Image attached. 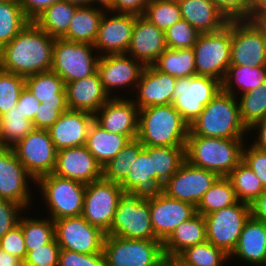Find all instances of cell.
Here are the masks:
<instances>
[{
  "instance_id": "f35d334b",
  "label": "cell",
  "mask_w": 266,
  "mask_h": 266,
  "mask_svg": "<svg viewBox=\"0 0 266 266\" xmlns=\"http://www.w3.org/2000/svg\"><path fill=\"white\" fill-rule=\"evenodd\" d=\"M229 255L208 241L186 248L174 260L177 266H222Z\"/></svg>"
},
{
  "instance_id": "8d00e7d4",
  "label": "cell",
  "mask_w": 266,
  "mask_h": 266,
  "mask_svg": "<svg viewBox=\"0 0 266 266\" xmlns=\"http://www.w3.org/2000/svg\"><path fill=\"white\" fill-rule=\"evenodd\" d=\"M194 57L193 48H166L152 65L157 70L176 78L196 76Z\"/></svg>"
},
{
  "instance_id": "11a10c76",
  "label": "cell",
  "mask_w": 266,
  "mask_h": 266,
  "mask_svg": "<svg viewBox=\"0 0 266 266\" xmlns=\"http://www.w3.org/2000/svg\"><path fill=\"white\" fill-rule=\"evenodd\" d=\"M0 248L8 252L10 255L16 256L22 262L25 260L27 250L21 226L18 224L9 230L0 239Z\"/></svg>"
},
{
  "instance_id": "f907efd6",
  "label": "cell",
  "mask_w": 266,
  "mask_h": 266,
  "mask_svg": "<svg viewBox=\"0 0 266 266\" xmlns=\"http://www.w3.org/2000/svg\"><path fill=\"white\" fill-rule=\"evenodd\" d=\"M247 143L243 147L242 161L247 165L261 181L266 189V151Z\"/></svg>"
},
{
  "instance_id": "2e32d148",
  "label": "cell",
  "mask_w": 266,
  "mask_h": 266,
  "mask_svg": "<svg viewBox=\"0 0 266 266\" xmlns=\"http://www.w3.org/2000/svg\"><path fill=\"white\" fill-rule=\"evenodd\" d=\"M29 182L36 184L18 160L13 148L0 147V199L14 201L25 210H30L29 205L33 202L31 197L34 195H31Z\"/></svg>"
},
{
  "instance_id": "60d3db41",
  "label": "cell",
  "mask_w": 266,
  "mask_h": 266,
  "mask_svg": "<svg viewBox=\"0 0 266 266\" xmlns=\"http://www.w3.org/2000/svg\"><path fill=\"white\" fill-rule=\"evenodd\" d=\"M227 178L231 181L240 202L251 205L265 190L254 172L241 161Z\"/></svg>"
},
{
  "instance_id": "f6af8a7d",
  "label": "cell",
  "mask_w": 266,
  "mask_h": 266,
  "mask_svg": "<svg viewBox=\"0 0 266 266\" xmlns=\"http://www.w3.org/2000/svg\"><path fill=\"white\" fill-rule=\"evenodd\" d=\"M28 22L20 2H0V49L11 42Z\"/></svg>"
},
{
  "instance_id": "5bb4252c",
  "label": "cell",
  "mask_w": 266,
  "mask_h": 266,
  "mask_svg": "<svg viewBox=\"0 0 266 266\" xmlns=\"http://www.w3.org/2000/svg\"><path fill=\"white\" fill-rule=\"evenodd\" d=\"M55 240L61 249L82 254L103 252L106 233L89 224L82 216L54 221Z\"/></svg>"
},
{
  "instance_id": "91938a15",
  "label": "cell",
  "mask_w": 266,
  "mask_h": 266,
  "mask_svg": "<svg viewBox=\"0 0 266 266\" xmlns=\"http://www.w3.org/2000/svg\"><path fill=\"white\" fill-rule=\"evenodd\" d=\"M61 0H20L23 13L29 21H34L44 10Z\"/></svg>"
},
{
  "instance_id": "9a60e30c",
  "label": "cell",
  "mask_w": 266,
  "mask_h": 266,
  "mask_svg": "<svg viewBox=\"0 0 266 266\" xmlns=\"http://www.w3.org/2000/svg\"><path fill=\"white\" fill-rule=\"evenodd\" d=\"M231 25L230 65L266 66V39L251 20H228Z\"/></svg>"
},
{
  "instance_id": "d6986e66",
  "label": "cell",
  "mask_w": 266,
  "mask_h": 266,
  "mask_svg": "<svg viewBox=\"0 0 266 266\" xmlns=\"http://www.w3.org/2000/svg\"><path fill=\"white\" fill-rule=\"evenodd\" d=\"M136 18L133 14L105 11L93 44L98 55L126 54Z\"/></svg>"
},
{
  "instance_id": "e575fe53",
  "label": "cell",
  "mask_w": 266,
  "mask_h": 266,
  "mask_svg": "<svg viewBox=\"0 0 266 266\" xmlns=\"http://www.w3.org/2000/svg\"><path fill=\"white\" fill-rule=\"evenodd\" d=\"M25 86L41 103L67 104L65 83L52 70L25 77Z\"/></svg>"
},
{
  "instance_id": "7402d4cb",
  "label": "cell",
  "mask_w": 266,
  "mask_h": 266,
  "mask_svg": "<svg viewBox=\"0 0 266 266\" xmlns=\"http://www.w3.org/2000/svg\"><path fill=\"white\" fill-rule=\"evenodd\" d=\"M53 174L88 184L102 179V166L86 145L57 151Z\"/></svg>"
},
{
  "instance_id": "816d5d0a",
  "label": "cell",
  "mask_w": 266,
  "mask_h": 266,
  "mask_svg": "<svg viewBox=\"0 0 266 266\" xmlns=\"http://www.w3.org/2000/svg\"><path fill=\"white\" fill-rule=\"evenodd\" d=\"M58 266H106L103 252L82 254L71 250L61 249Z\"/></svg>"
},
{
  "instance_id": "6f0895ef",
  "label": "cell",
  "mask_w": 266,
  "mask_h": 266,
  "mask_svg": "<svg viewBox=\"0 0 266 266\" xmlns=\"http://www.w3.org/2000/svg\"><path fill=\"white\" fill-rule=\"evenodd\" d=\"M40 103L41 102L38 101L33 93L25 86L21 91L16 105L27 119L33 121L35 112L38 110Z\"/></svg>"
},
{
  "instance_id": "8992f818",
  "label": "cell",
  "mask_w": 266,
  "mask_h": 266,
  "mask_svg": "<svg viewBox=\"0 0 266 266\" xmlns=\"http://www.w3.org/2000/svg\"><path fill=\"white\" fill-rule=\"evenodd\" d=\"M103 254L106 266H159L166 260L159 239H128L106 235Z\"/></svg>"
},
{
  "instance_id": "be15d7a7",
  "label": "cell",
  "mask_w": 266,
  "mask_h": 266,
  "mask_svg": "<svg viewBox=\"0 0 266 266\" xmlns=\"http://www.w3.org/2000/svg\"><path fill=\"white\" fill-rule=\"evenodd\" d=\"M266 14V0H250L249 20H253L258 15Z\"/></svg>"
},
{
  "instance_id": "44dd1931",
  "label": "cell",
  "mask_w": 266,
  "mask_h": 266,
  "mask_svg": "<svg viewBox=\"0 0 266 266\" xmlns=\"http://www.w3.org/2000/svg\"><path fill=\"white\" fill-rule=\"evenodd\" d=\"M151 225L155 237L164 242L175 228L197 214L196 206L162 193L149 199Z\"/></svg>"
},
{
  "instance_id": "52a82bcc",
  "label": "cell",
  "mask_w": 266,
  "mask_h": 266,
  "mask_svg": "<svg viewBox=\"0 0 266 266\" xmlns=\"http://www.w3.org/2000/svg\"><path fill=\"white\" fill-rule=\"evenodd\" d=\"M197 76H208L221 83L231 60V25L212 33H203L193 46Z\"/></svg>"
},
{
  "instance_id": "94428289",
  "label": "cell",
  "mask_w": 266,
  "mask_h": 266,
  "mask_svg": "<svg viewBox=\"0 0 266 266\" xmlns=\"http://www.w3.org/2000/svg\"><path fill=\"white\" fill-rule=\"evenodd\" d=\"M251 217L266 224V189L250 205Z\"/></svg>"
},
{
  "instance_id": "5b68a950",
  "label": "cell",
  "mask_w": 266,
  "mask_h": 266,
  "mask_svg": "<svg viewBox=\"0 0 266 266\" xmlns=\"http://www.w3.org/2000/svg\"><path fill=\"white\" fill-rule=\"evenodd\" d=\"M36 184L48 208L47 211L51 214V220L82 215L85 183L51 173L40 177Z\"/></svg>"
},
{
  "instance_id": "f546056e",
  "label": "cell",
  "mask_w": 266,
  "mask_h": 266,
  "mask_svg": "<svg viewBox=\"0 0 266 266\" xmlns=\"http://www.w3.org/2000/svg\"><path fill=\"white\" fill-rule=\"evenodd\" d=\"M206 240V222L204 216L196 214L179 224L163 242L166 259H175L186 248L203 243Z\"/></svg>"
},
{
  "instance_id": "603a6c76",
  "label": "cell",
  "mask_w": 266,
  "mask_h": 266,
  "mask_svg": "<svg viewBox=\"0 0 266 266\" xmlns=\"http://www.w3.org/2000/svg\"><path fill=\"white\" fill-rule=\"evenodd\" d=\"M176 81V77L157 70L153 65L145 66L137 83L134 94L136 97L134 96L133 101L139 109L172 104Z\"/></svg>"
},
{
  "instance_id": "4316f807",
  "label": "cell",
  "mask_w": 266,
  "mask_h": 266,
  "mask_svg": "<svg viewBox=\"0 0 266 266\" xmlns=\"http://www.w3.org/2000/svg\"><path fill=\"white\" fill-rule=\"evenodd\" d=\"M124 193L139 199L149 200L163 193L164 185L153 179L152 158L142 149L133 161L128 176L120 183Z\"/></svg>"
},
{
  "instance_id": "9c48e42d",
  "label": "cell",
  "mask_w": 266,
  "mask_h": 266,
  "mask_svg": "<svg viewBox=\"0 0 266 266\" xmlns=\"http://www.w3.org/2000/svg\"><path fill=\"white\" fill-rule=\"evenodd\" d=\"M250 217V205L240 201L205 215L206 240L230 255Z\"/></svg>"
},
{
  "instance_id": "db71d44e",
  "label": "cell",
  "mask_w": 266,
  "mask_h": 266,
  "mask_svg": "<svg viewBox=\"0 0 266 266\" xmlns=\"http://www.w3.org/2000/svg\"><path fill=\"white\" fill-rule=\"evenodd\" d=\"M67 109V104L40 103L32 121L34 128L48 130Z\"/></svg>"
},
{
  "instance_id": "cb8c5ba5",
  "label": "cell",
  "mask_w": 266,
  "mask_h": 266,
  "mask_svg": "<svg viewBox=\"0 0 266 266\" xmlns=\"http://www.w3.org/2000/svg\"><path fill=\"white\" fill-rule=\"evenodd\" d=\"M166 48L164 31L143 15L137 16L126 54L148 66L152 65Z\"/></svg>"
},
{
  "instance_id": "ee69618b",
  "label": "cell",
  "mask_w": 266,
  "mask_h": 266,
  "mask_svg": "<svg viewBox=\"0 0 266 266\" xmlns=\"http://www.w3.org/2000/svg\"><path fill=\"white\" fill-rule=\"evenodd\" d=\"M237 97L240 117L247 129L266 117V81L257 89Z\"/></svg>"
},
{
  "instance_id": "836d02e7",
  "label": "cell",
  "mask_w": 266,
  "mask_h": 266,
  "mask_svg": "<svg viewBox=\"0 0 266 266\" xmlns=\"http://www.w3.org/2000/svg\"><path fill=\"white\" fill-rule=\"evenodd\" d=\"M185 147L144 146L143 150L152 158L153 179H158L164 185L186 160Z\"/></svg>"
},
{
  "instance_id": "a7ac6f4b",
  "label": "cell",
  "mask_w": 266,
  "mask_h": 266,
  "mask_svg": "<svg viewBox=\"0 0 266 266\" xmlns=\"http://www.w3.org/2000/svg\"><path fill=\"white\" fill-rule=\"evenodd\" d=\"M77 7H87L91 6V0H65Z\"/></svg>"
},
{
  "instance_id": "9f6ffc18",
  "label": "cell",
  "mask_w": 266,
  "mask_h": 266,
  "mask_svg": "<svg viewBox=\"0 0 266 266\" xmlns=\"http://www.w3.org/2000/svg\"><path fill=\"white\" fill-rule=\"evenodd\" d=\"M227 20H249L250 0H211Z\"/></svg>"
},
{
  "instance_id": "4dcf8cb0",
  "label": "cell",
  "mask_w": 266,
  "mask_h": 266,
  "mask_svg": "<svg viewBox=\"0 0 266 266\" xmlns=\"http://www.w3.org/2000/svg\"><path fill=\"white\" fill-rule=\"evenodd\" d=\"M129 141L130 139L126 135L110 133L93 121L89 127L86 146L103 167L114 159Z\"/></svg>"
},
{
  "instance_id": "83f0119b",
  "label": "cell",
  "mask_w": 266,
  "mask_h": 266,
  "mask_svg": "<svg viewBox=\"0 0 266 266\" xmlns=\"http://www.w3.org/2000/svg\"><path fill=\"white\" fill-rule=\"evenodd\" d=\"M235 257V258H234ZM240 259L253 266H266V224L250 217L229 260Z\"/></svg>"
},
{
  "instance_id": "d590c367",
  "label": "cell",
  "mask_w": 266,
  "mask_h": 266,
  "mask_svg": "<svg viewBox=\"0 0 266 266\" xmlns=\"http://www.w3.org/2000/svg\"><path fill=\"white\" fill-rule=\"evenodd\" d=\"M78 7L61 0L44 10L33 22L53 38H62L68 31Z\"/></svg>"
},
{
  "instance_id": "b9f144b4",
  "label": "cell",
  "mask_w": 266,
  "mask_h": 266,
  "mask_svg": "<svg viewBox=\"0 0 266 266\" xmlns=\"http://www.w3.org/2000/svg\"><path fill=\"white\" fill-rule=\"evenodd\" d=\"M143 147L137 138L130 140L114 159L102 167V178L120 184L128 176L133 161H136Z\"/></svg>"
},
{
  "instance_id": "ffe728a7",
  "label": "cell",
  "mask_w": 266,
  "mask_h": 266,
  "mask_svg": "<svg viewBox=\"0 0 266 266\" xmlns=\"http://www.w3.org/2000/svg\"><path fill=\"white\" fill-rule=\"evenodd\" d=\"M94 121L110 133L126 135L130 140L138 135L139 108L133 99L111 97L94 114Z\"/></svg>"
},
{
  "instance_id": "f1b7e54d",
  "label": "cell",
  "mask_w": 266,
  "mask_h": 266,
  "mask_svg": "<svg viewBox=\"0 0 266 266\" xmlns=\"http://www.w3.org/2000/svg\"><path fill=\"white\" fill-rule=\"evenodd\" d=\"M177 1L182 19L186 20L200 34L219 31L228 23V20L211 0Z\"/></svg>"
},
{
  "instance_id": "74e56055",
  "label": "cell",
  "mask_w": 266,
  "mask_h": 266,
  "mask_svg": "<svg viewBox=\"0 0 266 266\" xmlns=\"http://www.w3.org/2000/svg\"><path fill=\"white\" fill-rule=\"evenodd\" d=\"M33 129V122L15 105L0 116V147L12 148Z\"/></svg>"
},
{
  "instance_id": "8fae6325",
  "label": "cell",
  "mask_w": 266,
  "mask_h": 266,
  "mask_svg": "<svg viewBox=\"0 0 266 266\" xmlns=\"http://www.w3.org/2000/svg\"><path fill=\"white\" fill-rule=\"evenodd\" d=\"M124 191L119 183L100 179L86 184L82 217L106 234L111 228L119 199Z\"/></svg>"
},
{
  "instance_id": "6da1fadb",
  "label": "cell",
  "mask_w": 266,
  "mask_h": 266,
  "mask_svg": "<svg viewBox=\"0 0 266 266\" xmlns=\"http://www.w3.org/2000/svg\"><path fill=\"white\" fill-rule=\"evenodd\" d=\"M55 38L29 21L0 49V69L28 77L51 70Z\"/></svg>"
},
{
  "instance_id": "03108f58",
  "label": "cell",
  "mask_w": 266,
  "mask_h": 266,
  "mask_svg": "<svg viewBox=\"0 0 266 266\" xmlns=\"http://www.w3.org/2000/svg\"><path fill=\"white\" fill-rule=\"evenodd\" d=\"M99 5L100 8L109 11L114 5V0H91V6L98 7Z\"/></svg>"
},
{
  "instance_id": "bcb514c9",
  "label": "cell",
  "mask_w": 266,
  "mask_h": 266,
  "mask_svg": "<svg viewBox=\"0 0 266 266\" xmlns=\"http://www.w3.org/2000/svg\"><path fill=\"white\" fill-rule=\"evenodd\" d=\"M143 16L162 31L182 20L177 0H149Z\"/></svg>"
},
{
  "instance_id": "003e7915",
  "label": "cell",
  "mask_w": 266,
  "mask_h": 266,
  "mask_svg": "<svg viewBox=\"0 0 266 266\" xmlns=\"http://www.w3.org/2000/svg\"><path fill=\"white\" fill-rule=\"evenodd\" d=\"M258 28L262 31L265 39H266V14L258 15L252 20Z\"/></svg>"
},
{
  "instance_id": "c3c4849f",
  "label": "cell",
  "mask_w": 266,
  "mask_h": 266,
  "mask_svg": "<svg viewBox=\"0 0 266 266\" xmlns=\"http://www.w3.org/2000/svg\"><path fill=\"white\" fill-rule=\"evenodd\" d=\"M164 34L169 49L193 48L200 36V33L183 19L170 26Z\"/></svg>"
},
{
  "instance_id": "4fadbf2b",
  "label": "cell",
  "mask_w": 266,
  "mask_h": 266,
  "mask_svg": "<svg viewBox=\"0 0 266 266\" xmlns=\"http://www.w3.org/2000/svg\"><path fill=\"white\" fill-rule=\"evenodd\" d=\"M12 148L35 181L54 172L57 150L48 130L34 128Z\"/></svg>"
},
{
  "instance_id": "7bdbcfd3",
  "label": "cell",
  "mask_w": 266,
  "mask_h": 266,
  "mask_svg": "<svg viewBox=\"0 0 266 266\" xmlns=\"http://www.w3.org/2000/svg\"><path fill=\"white\" fill-rule=\"evenodd\" d=\"M18 224L21 226L23 238L27 253L33 248H38L44 244L50 243L54 238V221L49 217L36 219L27 216H22Z\"/></svg>"
},
{
  "instance_id": "1f68e13d",
  "label": "cell",
  "mask_w": 266,
  "mask_h": 266,
  "mask_svg": "<svg viewBox=\"0 0 266 266\" xmlns=\"http://www.w3.org/2000/svg\"><path fill=\"white\" fill-rule=\"evenodd\" d=\"M105 11L100 7L95 8L94 6L78 7L69 29L62 39L93 45Z\"/></svg>"
},
{
  "instance_id": "d6a6232c",
  "label": "cell",
  "mask_w": 266,
  "mask_h": 266,
  "mask_svg": "<svg viewBox=\"0 0 266 266\" xmlns=\"http://www.w3.org/2000/svg\"><path fill=\"white\" fill-rule=\"evenodd\" d=\"M265 81L266 66L230 65L221 84L224 92L238 97L239 94L257 89Z\"/></svg>"
},
{
  "instance_id": "7a4b0ae2",
  "label": "cell",
  "mask_w": 266,
  "mask_h": 266,
  "mask_svg": "<svg viewBox=\"0 0 266 266\" xmlns=\"http://www.w3.org/2000/svg\"><path fill=\"white\" fill-rule=\"evenodd\" d=\"M248 132L240 117L237 97L221 89L189 125L188 135L245 139Z\"/></svg>"
},
{
  "instance_id": "7c38bea8",
  "label": "cell",
  "mask_w": 266,
  "mask_h": 266,
  "mask_svg": "<svg viewBox=\"0 0 266 266\" xmlns=\"http://www.w3.org/2000/svg\"><path fill=\"white\" fill-rule=\"evenodd\" d=\"M106 235L128 239H157L151 225L149 200L124 193L119 199L111 228Z\"/></svg>"
},
{
  "instance_id": "ba28073f",
  "label": "cell",
  "mask_w": 266,
  "mask_h": 266,
  "mask_svg": "<svg viewBox=\"0 0 266 266\" xmlns=\"http://www.w3.org/2000/svg\"><path fill=\"white\" fill-rule=\"evenodd\" d=\"M96 52L92 44L55 38L51 70L65 84L89 77L97 72L100 56Z\"/></svg>"
},
{
  "instance_id": "ab89813d",
  "label": "cell",
  "mask_w": 266,
  "mask_h": 266,
  "mask_svg": "<svg viewBox=\"0 0 266 266\" xmlns=\"http://www.w3.org/2000/svg\"><path fill=\"white\" fill-rule=\"evenodd\" d=\"M231 181L227 177H219L216 182L203 195L196 210L202 216L219 209L231 206L238 202Z\"/></svg>"
},
{
  "instance_id": "e7e4bbea",
  "label": "cell",
  "mask_w": 266,
  "mask_h": 266,
  "mask_svg": "<svg viewBox=\"0 0 266 266\" xmlns=\"http://www.w3.org/2000/svg\"><path fill=\"white\" fill-rule=\"evenodd\" d=\"M23 262L16 256L0 248V265L2 266H21Z\"/></svg>"
},
{
  "instance_id": "89a4df30",
  "label": "cell",
  "mask_w": 266,
  "mask_h": 266,
  "mask_svg": "<svg viewBox=\"0 0 266 266\" xmlns=\"http://www.w3.org/2000/svg\"><path fill=\"white\" fill-rule=\"evenodd\" d=\"M159 266H177V263L173 259H166Z\"/></svg>"
},
{
  "instance_id": "6125c7cd",
  "label": "cell",
  "mask_w": 266,
  "mask_h": 266,
  "mask_svg": "<svg viewBox=\"0 0 266 266\" xmlns=\"http://www.w3.org/2000/svg\"><path fill=\"white\" fill-rule=\"evenodd\" d=\"M248 131H255V134H257V136L254 138L255 140H253L251 144L258 149L266 151V117L255 123L250 129H248Z\"/></svg>"
},
{
  "instance_id": "2644e50d",
  "label": "cell",
  "mask_w": 266,
  "mask_h": 266,
  "mask_svg": "<svg viewBox=\"0 0 266 266\" xmlns=\"http://www.w3.org/2000/svg\"><path fill=\"white\" fill-rule=\"evenodd\" d=\"M0 2H20V0H0Z\"/></svg>"
},
{
  "instance_id": "484cf974",
  "label": "cell",
  "mask_w": 266,
  "mask_h": 266,
  "mask_svg": "<svg viewBox=\"0 0 266 266\" xmlns=\"http://www.w3.org/2000/svg\"><path fill=\"white\" fill-rule=\"evenodd\" d=\"M68 109L95 114L110 99L103 88L98 72L65 84Z\"/></svg>"
},
{
  "instance_id": "f5cc1de1",
  "label": "cell",
  "mask_w": 266,
  "mask_h": 266,
  "mask_svg": "<svg viewBox=\"0 0 266 266\" xmlns=\"http://www.w3.org/2000/svg\"><path fill=\"white\" fill-rule=\"evenodd\" d=\"M25 208L18 203L0 199V239L16 225H18L19 219L22 213H25Z\"/></svg>"
},
{
  "instance_id": "d4e9b609",
  "label": "cell",
  "mask_w": 266,
  "mask_h": 266,
  "mask_svg": "<svg viewBox=\"0 0 266 266\" xmlns=\"http://www.w3.org/2000/svg\"><path fill=\"white\" fill-rule=\"evenodd\" d=\"M94 115L85 111L67 109L48 129L57 151L86 145Z\"/></svg>"
},
{
  "instance_id": "680465c9",
  "label": "cell",
  "mask_w": 266,
  "mask_h": 266,
  "mask_svg": "<svg viewBox=\"0 0 266 266\" xmlns=\"http://www.w3.org/2000/svg\"><path fill=\"white\" fill-rule=\"evenodd\" d=\"M149 0H114L113 7L109 10L115 13L143 15Z\"/></svg>"
},
{
  "instance_id": "e0dca14e",
  "label": "cell",
  "mask_w": 266,
  "mask_h": 266,
  "mask_svg": "<svg viewBox=\"0 0 266 266\" xmlns=\"http://www.w3.org/2000/svg\"><path fill=\"white\" fill-rule=\"evenodd\" d=\"M219 176L185 160L178 171L164 184L163 193L168 197L198 205L203 195Z\"/></svg>"
},
{
  "instance_id": "7dc6e473",
  "label": "cell",
  "mask_w": 266,
  "mask_h": 266,
  "mask_svg": "<svg viewBox=\"0 0 266 266\" xmlns=\"http://www.w3.org/2000/svg\"><path fill=\"white\" fill-rule=\"evenodd\" d=\"M25 87V77L0 69V116L17 103Z\"/></svg>"
},
{
  "instance_id": "ac0fdd59",
  "label": "cell",
  "mask_w": 266,
  "mask_h": 266,
  "mask_svg": "<svg viewBox=\"0 0 266 266\" xmlns=\"http://www.w3.org/2000/svg\"><path fill=\"white\" fill-rule=\"evenodd\" d=\"M145 66L128 54H108L100 56L97 72L106 93L111 97H119L114 93L119 89L128 88L135 91L140 75ZM119 88V89H118ZM114 89L116 91H114ZM113 92V94L111 93Z\"/></svg>"
},
{
  "instance_id": "30bf717a",
  "label": "cell",
  "mask_w": 266,
  "mask_h": 266,
  "mask_svg": "<svg viewBox=\"0 0 266 266\" xmlns=\"http://www.w3.org/2000/svg\"><path fill=\"white\" fill-rule=\"evenodd\" d=\"M221 89V82L208 76L177 78L172 105L190 125Z\"/></svg>"
},
{
  "instance_id": "3957f363",
  "label": "cell",
  "mask_w": 266,
  "mask_h": 266,
  "mask_svg": "<svg viewBox=\"0 0 266 266\" xmlns=\"http://www.w3.org/2000/svg\"><path fill=\"white\" fill-rule=\"evenodd\" d=\"M244 139L188 135L185 157L193 166L227 177L242 161Z\"/></svg>"
},
{
  "instance_id": "277c9868",
  "label": "cell",
  "mask_w": 266,
  "mask_h": 266,
  "mask_svg": "<svg viewBox=\"0 0 266 266\" xmlns=\"http://www.w3.org/2000/svg\"><path fill=\"white\" fill-rule=\"evenodd\" d=\"M189 124L172 104L139 109L137 139L143 146H186Z\"/></svg>"
},
{
  "instance_id": "681fc988",
  "label": "cell",
  "mask_w": 266,
  "mask_h": 266,
  "mask_svg": "<svg viewBox=\"0 0 266 266\" xmlns=\"http://www.w3.org/2000/svg\"><path fill=\"white\" fill-rule=\"evenodd\" d=\"M60 246L55 238L47 244L33 248L23 261L24 266H58Z\"/></svg>"
}]
</instances>
